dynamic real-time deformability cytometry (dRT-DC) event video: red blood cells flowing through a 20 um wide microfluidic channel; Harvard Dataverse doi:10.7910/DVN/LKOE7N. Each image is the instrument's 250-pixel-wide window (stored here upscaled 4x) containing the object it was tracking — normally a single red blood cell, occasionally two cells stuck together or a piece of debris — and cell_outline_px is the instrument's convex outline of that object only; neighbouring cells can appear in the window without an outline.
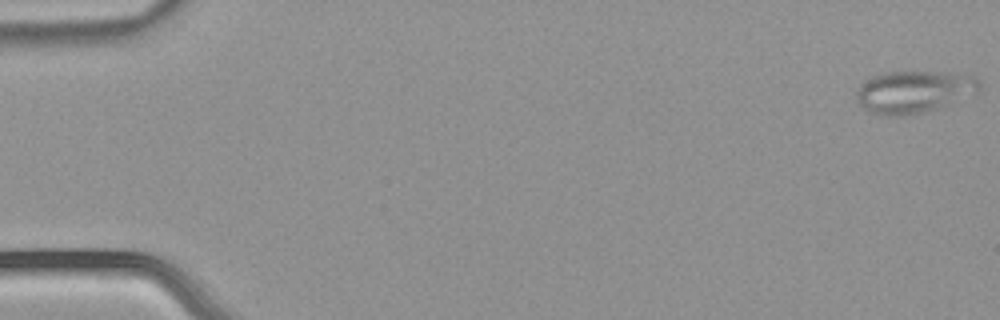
{"species": "common noctule bat (a hibernating species)", "species_latin": "Nyctalus noctula", "temperature_condition": "warm", "stored_images_in_passage": 7, "camera_frame_rate_fps": 3000, "um_per_image_px": 0.085, "animal": {"sex": "male", "body_mass_g": 21.5, "forearm_length_mm": 52.0}, "frame": {"image": 1, "passage_image": 1, "time_ms": 0.0, "image_size_px": [1000, 320], "cell_outline_px": [[980, 88], [976, 92], [936, 108], [896, 116], [888, 116], [868, 112], [856, 100], [856, 92], [860, 84], [872, 76], [880, 72], [944, 72], [976, 76], [980, 80]], "centroid_in_image_um": [77.62, 7.77], "position_along_channel_um": 7.4, "area_um2": 29.82}}
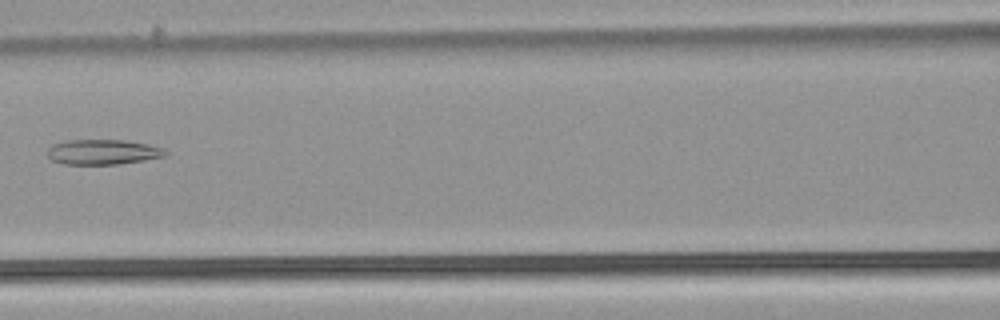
{"frame": {"image": 2, "passage_image": 7, "time_ms": 2.0, "image_size_px": [1000, 320], "cell_outline_px": [[168, 152], [164, 156], [144, 160], [116, 164], [64, 164], [52, 160], [48, 156], [48, 148], [52, 144], [64, 140], [124, 140], [148, 144], [164, 148]], "centroid_in_image_um": [8.73, 12.91], "position_along_channel_um": 157.9, "area_um2": 17.22}}